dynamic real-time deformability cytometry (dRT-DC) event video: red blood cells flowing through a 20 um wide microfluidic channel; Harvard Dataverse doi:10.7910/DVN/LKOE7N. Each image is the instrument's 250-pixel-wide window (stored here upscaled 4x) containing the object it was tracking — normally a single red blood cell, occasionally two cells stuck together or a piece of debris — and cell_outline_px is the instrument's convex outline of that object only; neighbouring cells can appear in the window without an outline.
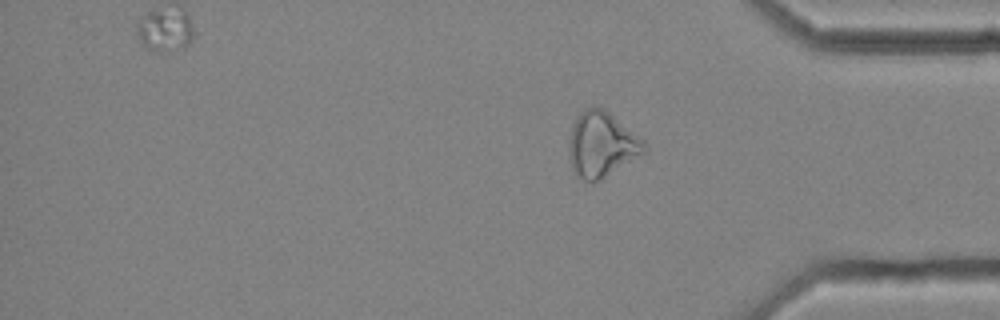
{"species": "common noctule bat (a hibernating species)", "species_latin": "Nyctalus noctula", "temperature_condition": "cold", "stored_images_in_passage": 55, "segment_of_instrument_passage": [3, 3], "camera_frame_rate_fps": 3000, "um_per_image_px": 0.085, "animal": {"sex": "female", "body_mass_g": 25.1}, "frame": {"image": 1, "passage_image": 55, "time_ms": 18.0, "image_size_px": [1000, 320], "cell_outline_px": [[648, 148], [644, 152], [600, 180], [592, 184], [584, 180], [572, 168], [568, 144], [572, 124], [580, 112], [584, 108], [604, 108], [644, 140]], "centroid_in_image_um": [51.13, 12.27], "position_along_channel_um": 384.1, "area_um2": 28.26}}